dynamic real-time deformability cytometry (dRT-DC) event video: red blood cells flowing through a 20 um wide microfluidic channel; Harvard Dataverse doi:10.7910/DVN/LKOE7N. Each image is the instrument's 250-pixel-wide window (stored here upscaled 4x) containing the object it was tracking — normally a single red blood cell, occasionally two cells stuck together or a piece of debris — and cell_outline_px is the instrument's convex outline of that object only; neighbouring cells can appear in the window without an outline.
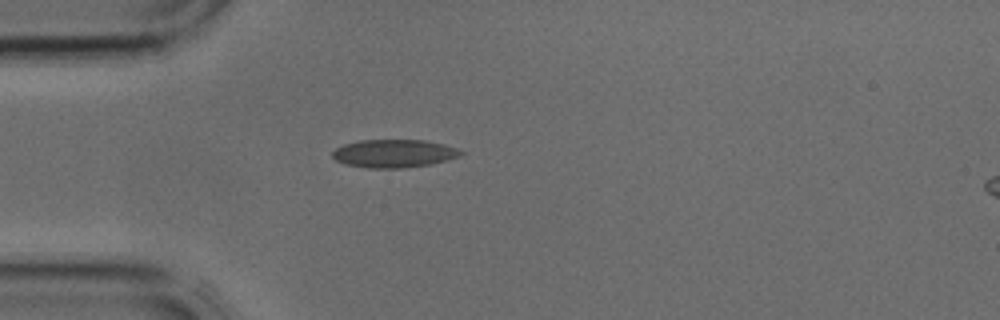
{"species": "common noctule bat (a hibernating species)", "species_latin": "Nyctalus noctula", "temperature_condition": "cold", "stored_images_in_passage": 4, "camera_frame_rate_fps": 3000, "um_per_image_px": 0.085, "animal": {"sex": "male", "body_mass_g": 17.9, "forearm_length_mm": 54.2}, "frame": {"image": 1, "passage_image": 4, "time_ms": 1.0, "image_size_px": [1000, 320], "cell_outline_px": [[464, 152], [460, 156], [428, 164], [400, 168], [368, 168], [344, 164], [336, 160], [332, 156], [332, 152], [336, 148], [344, 144], [360, 140], [424, 140], [444, 144], [460, 148]], "centroid_in_image_um": [33.47, 13.04], "position_along_channel_um": 51.5, "area_um2": 20.92}}